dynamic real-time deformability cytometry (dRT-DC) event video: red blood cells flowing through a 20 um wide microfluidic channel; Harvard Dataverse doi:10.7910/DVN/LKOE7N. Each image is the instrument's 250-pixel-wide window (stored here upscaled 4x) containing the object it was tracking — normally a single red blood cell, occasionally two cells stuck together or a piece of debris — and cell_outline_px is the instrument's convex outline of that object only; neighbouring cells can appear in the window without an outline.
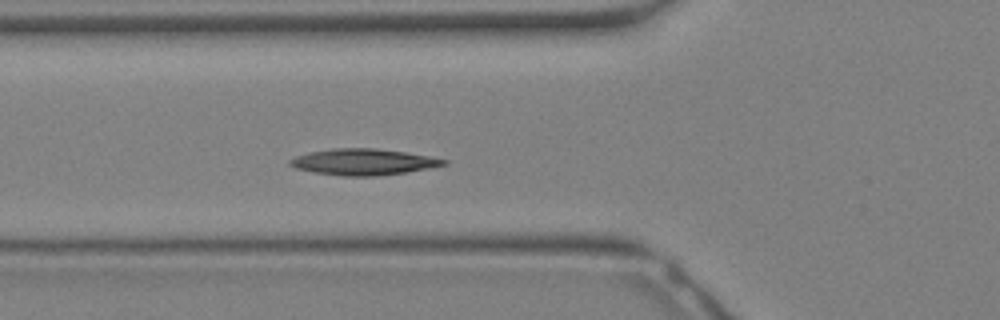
{"species": "Egyptian fruit bat (a non-hibernating species)", "species_latin": "Rousettus aegyptiacus", "temperature_condition": "warm", "stored_images_in_passage": 32, "camera_frame_rate_fps": 3000, "um_per_image_px": 0.085, "animal": {"sex": "female"}, "frame": {"image": 1, "passage_image": 10, "time_ms": 3.0, "image_size_px": [1000, 320], "cell_outline_px": [[448, 164], [428, 168], [404, 172], [376, 176], [344, 176], [316, 172], [296, 168], [288, 164], [288, 160], [296, 156], [308, 152], [332, 148], [376, 148], [404, 152], [428, 156], [448, 160]], "centroid_in_image_um": [30.86, 13.75], "position_along_channel_um": 94.9, "area_um2": 23.29}}
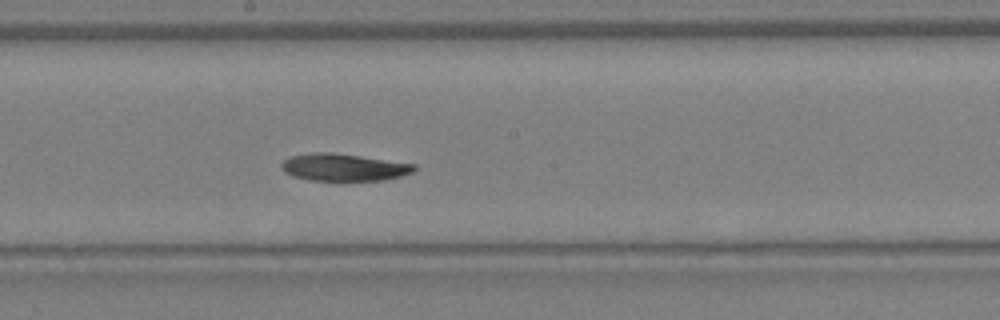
{"frame": {"image": 2, "passage_image": 16, "time_ms": 5.0, "image_size_px": [1000, 320], "cell_outline_px": [[416, 168], [412, 172], [400, 176], [384, 180], [308, 180], [292, 176], [284, 172], [280, 168], [280, 164], [288, 156], [316, 152], [332, 152], [416, 164]], "centroid_in_image_um": [29.16, 14.21], "position_along_channel_um": 219.0, "area_um2": 21.1}}
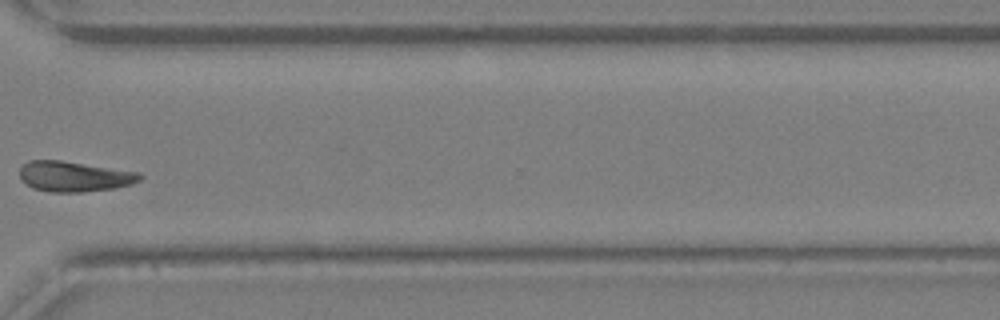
{"frame": {"image": 3, "passage_image": 23, "time_ms": 7.333, "image_size_px": [1000, 320], "cell_outline_px": [[144, 176], [140, 180], [132, 184], [116, 188], [80, 192], [52, 192], [32, 188], [20, 180], [20, 168], [28, 160], [60, 160], [140, 172]], "centroid_in_image_um": [6.32, 15.0], "position_along_channel_um": 364.3, "area_um2": 21.39}}